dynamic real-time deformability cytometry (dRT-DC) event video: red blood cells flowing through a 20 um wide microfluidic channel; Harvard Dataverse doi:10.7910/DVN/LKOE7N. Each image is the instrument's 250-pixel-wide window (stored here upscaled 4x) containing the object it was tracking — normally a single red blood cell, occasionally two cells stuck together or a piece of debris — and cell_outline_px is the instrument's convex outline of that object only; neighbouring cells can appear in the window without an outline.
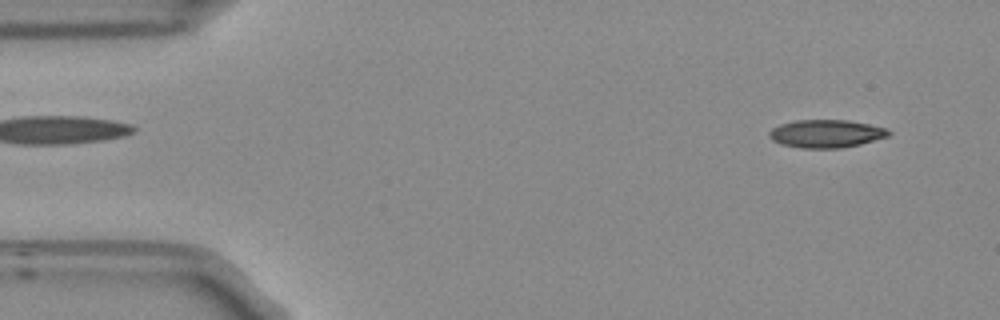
{"species": "Egyptian fruit bat (a non-hibernating species)", "species_latin": "Rousettus aegyptiacus", "temperature_condition": "room temperature", "stored_images_in_passage": 51, "camera_frame_rate_fps": 3000, "um_per_image_px": 0.085, "frame": {"image": 1, "passage_image": 2, "time_ms": 0.333, "image_size_px": [1000, 320], "cell_outline_px": [[892, 132], [888, 136], [860, 144], [840, 148], [804, 148], [780, 144], [772, 140], [768, 136], [768, 132], [772, 128], [780, 124], [796, 120], [848, 120], [888, 128]], "centroid_in_image_um": [70.21, 11.36], "position_along_channel_um": 14.8, "area_um2": 19.48}}
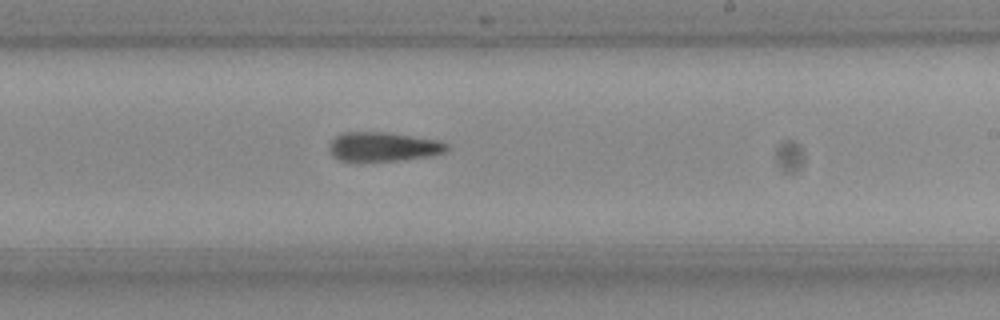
{"frame": {"image": 2, "passage_image": 29, "time_ms": 9.333, "image_size_px": [1000, 320], "cell_outline_px": [[448, 148], [444, 152], [432, 156], [400, 160], [340, 160], [332, 156], [328, 148], [328, 144], [336, 136], [344, 132], [384, 132], [440, 140], [448, 144]], "centroid_in_image_um": [32.58, 12.46], "position_along_channel_um": 256.4, "area_um2": 19.88}}
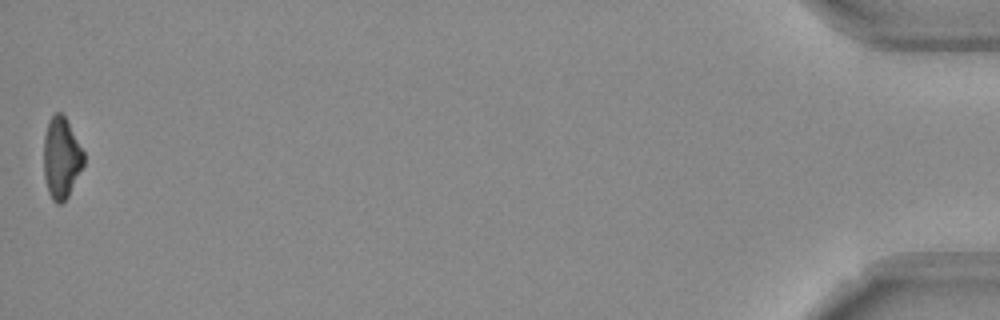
{"frame": {"image": 3, "passage_image": 51, "time_ms": 16.667, "image_size_px": [1000, 320], "cell_outline_px": [[84, 164], [68, 196], [60, 204], [56, 204], [52, 200], [48, 192], [44, 176], [44, 136], [48, 120], [56, 112], [60, 112], [64, 116], [84, 152]], "centroid_in_image_um": [5.2, 13.44], "position_along_channel_um": 430.0, "area_um2": 18.79}, "authors_computed_cell_mechanics": {"area_um2": 20.3456, "velocity_mm_per_s": 3.7673, "shape_relaxation_time_tau1_ms": 9.1792, "shape_relaxation_time_tau2_ms": null, "deformation_change_tau1": 0.2095, "deformation_change_tau2": null}}